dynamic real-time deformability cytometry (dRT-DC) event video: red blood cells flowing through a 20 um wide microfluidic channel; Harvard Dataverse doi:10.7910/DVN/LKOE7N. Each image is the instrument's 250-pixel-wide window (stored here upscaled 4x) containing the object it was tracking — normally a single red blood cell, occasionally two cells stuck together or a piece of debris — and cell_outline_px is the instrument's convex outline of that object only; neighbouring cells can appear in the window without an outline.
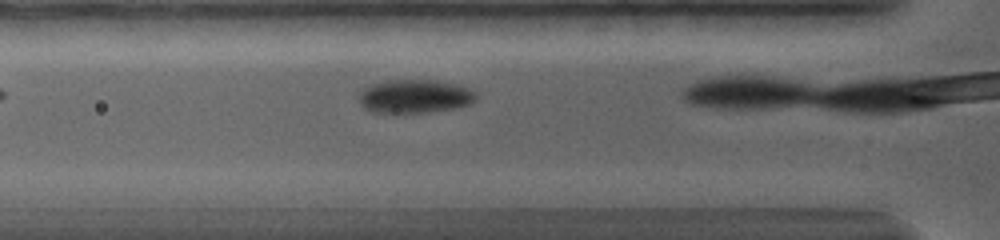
{"species": "common noctule bat (a hibernating species)", "species_latin": "Nyctalus noctula", "temperature_condition": "warm", "stored_images_in_passage": 29, "camera_frame_rate_fps": 5000, "um_per_image_px": 0.085, "animal": {"sex": "female", "body_mass_g": 19.0, "forearm_length_mm": 56.7}, "frame": {"image": 1, "passage_image": 5, "time_ms": 0.8, "image_size_px": [1000, 240], "cell_outline_px": [[472, 100], [468, 104], [452, 108], [404, 116], [392, 116], [372, 112], [364, 108], [360, 104], [360, 96], [364, 88], [388, 80], [432, 80], [464, 88], [472, 92]], "centroid_in_image_um": [35.09, 8.26], "position_along_channel_um": 90.7, "area_um2": 22.72}}
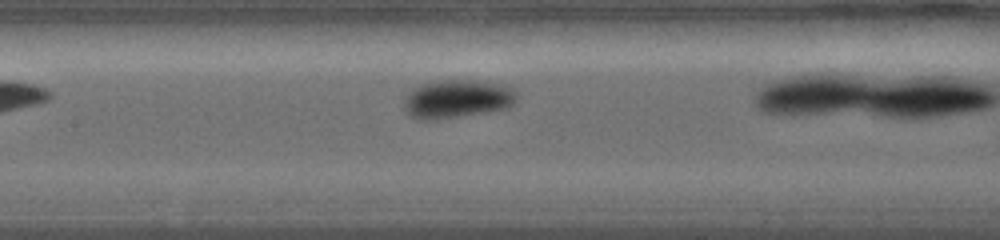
{"frame": {"image": 2, "passage_image": 16, "time_ms": 3.0, "image_size_px": [1000, 240], "cell_outline_px": [[516, 100], [512, 104], [504, 108], [484, 112], [436, 120], [420, 120], [412, 116], [404, 108], [404, 96], [412, 88], [420, 84], [432, 80], [476, 80], [496, 84], [512, 88], [516, 92]], "centroid_in_image_um": [38.78, 8.39], "position_along_channel_um": 168.6, "area_um2": 25.14}}